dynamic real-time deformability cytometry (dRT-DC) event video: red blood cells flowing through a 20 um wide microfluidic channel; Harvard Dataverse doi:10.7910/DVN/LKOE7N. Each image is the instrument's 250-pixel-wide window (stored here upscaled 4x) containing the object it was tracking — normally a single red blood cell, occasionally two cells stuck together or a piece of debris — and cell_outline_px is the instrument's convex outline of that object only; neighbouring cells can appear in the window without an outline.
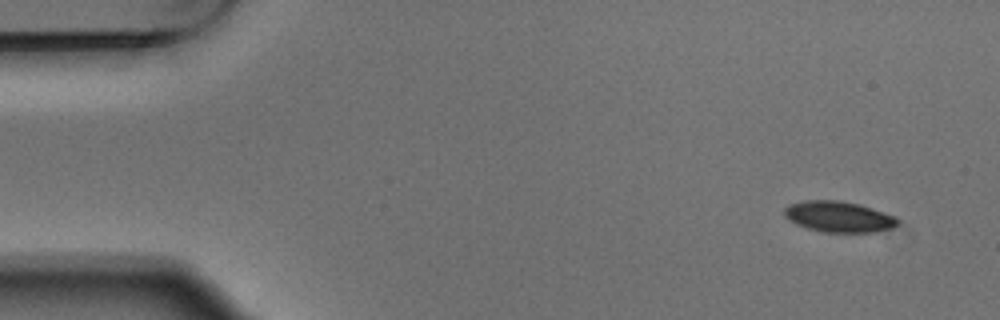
{"species": "Egyptian fruit bat (a non-hibernating species)", "species_latin": "Rousettus aegyptiacus", "temperature_condition": "warm", "stored_images_in_passage": 5, "camera_frame_rate_fps": 3000, "um_per_image_px": 0.085, "animal": {"sex": "male"}, "frame": {"image": 1, "passage_image": 1, "time_ms": 0.0, "image_size_px": [1000, 320], "cell_outline_px": [[896, 224], [892, 228], [876, 232], [820, 232], [796, 224], [784, 216], [784, 208], [788, 204], [804, 200], [840, 200], [860, 204], [884, 212], [892, 216], [896, 220]], "centroid_in_image_um": [71.23, 18.41], "position_along_channel_um": 13.8, "area_um2": 20.35}}
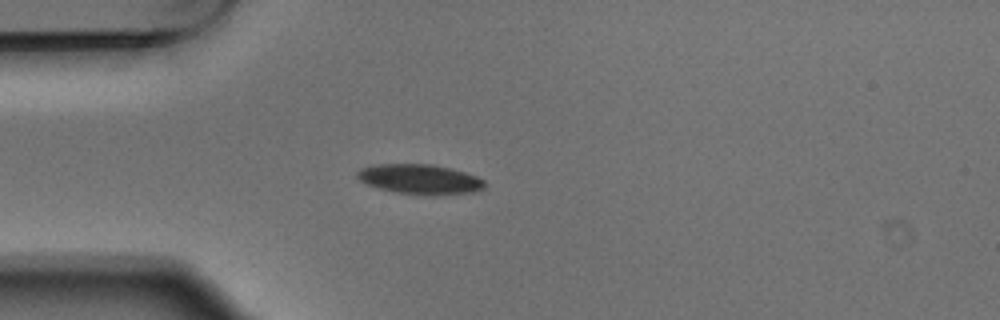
{"frame": {"image": 2, "passage_image": 4, "time_ms": 1.0, "image_size_px": [1000, 320], "cell_outline_px": [[484, 188], [472, 192], [436, 196], [424, 196], [396, 192], [380, 188], [368, 184], [360, 180], [356, 176], [356, 172], [360, 168], [372, 164], [432, 164], [452, 168], [476, 176], [484, 180]], "centroid_in_image_um": [35.69, 15.24], "position_along_channel_um": 49.3, "area_um2": 22.43}}